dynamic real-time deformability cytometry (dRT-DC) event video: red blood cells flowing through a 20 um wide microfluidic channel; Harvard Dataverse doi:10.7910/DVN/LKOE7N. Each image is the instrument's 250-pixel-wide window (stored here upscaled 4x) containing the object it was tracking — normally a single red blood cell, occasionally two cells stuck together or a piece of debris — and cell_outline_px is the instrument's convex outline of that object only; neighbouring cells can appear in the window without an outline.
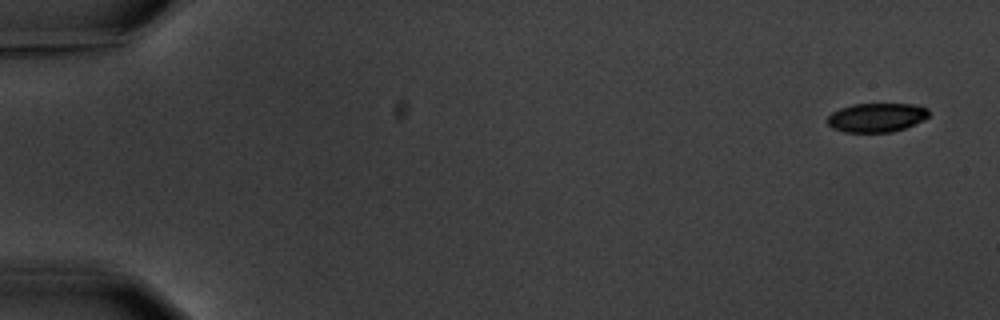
{"species": "common noctule bat (a hibernating species)", "species_latin": "Nyctalus noctula", "temperature_condition": "warm", "stored_images_in_passage": 5, "camera_frame_rate_fps": 3000, "um_per_image_px": 0.085, "animal": {"sex": "male", "body_mass_g": 20.1, "forearm_length_mm": 53.5}, "frame": {"image": 1, "passage_image": 1, "time_ms": 0.0, "image_size_px": [1000, 320], "cell_outline_px": [[928, 116], [924, 120], [904, 128], [892, 132], [844, 132], [832, 128], [828, 124], [828, 116], [832, 112], [840, 108], [852, 104], [916, 104], [928, 108]], "centroid_in_image_um": [74.51, 9.98], "position_along_channel_um": 10.5, "area_um2": 17.17}}
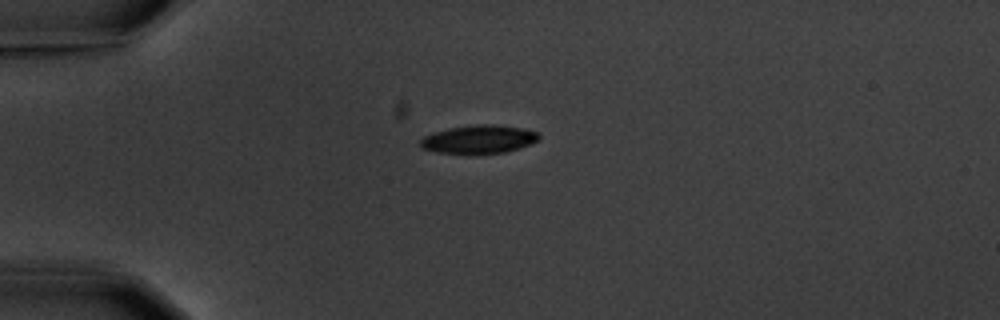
{"frame": {"image": 2, "passage_image": 4, "time_ms": 4.333, "image_size_px": [1000, 320], "cell_outline_px": [[540, 140], [520, 148], [504, 152], [436, 152], [420, 148], [420, 140], [424, 136], [432, 132], [448, 128], [476, 124], [496, 124], [524, 128], [540, 132]], "centroid_in_image_um": [40.74, 11.8], "position_along_channel_um": 44.3, "area_um2": 19.48}}